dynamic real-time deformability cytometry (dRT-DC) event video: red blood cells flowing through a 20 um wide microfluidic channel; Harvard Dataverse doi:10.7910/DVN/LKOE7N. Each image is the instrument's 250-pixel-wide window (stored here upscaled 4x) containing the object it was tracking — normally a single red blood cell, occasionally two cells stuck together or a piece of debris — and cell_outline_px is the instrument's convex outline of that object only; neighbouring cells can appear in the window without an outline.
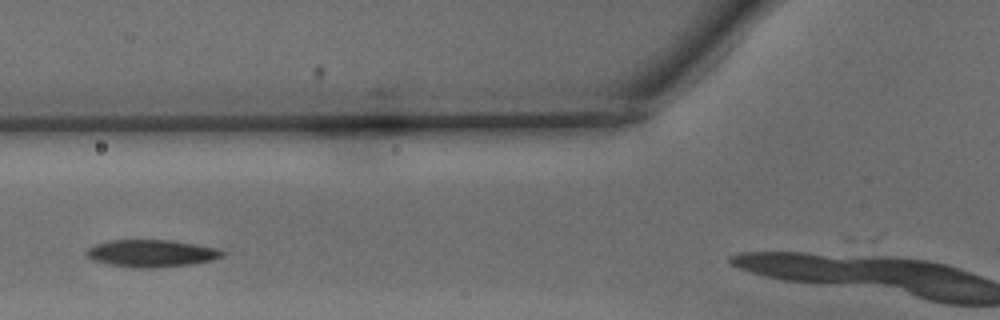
{"species": "common noctule bat (a hibernating species)", "species_latin": "Nyctalus noctula", "temperature_condition": "warm", "stored_images_in_passage": 11, "camera_frame_rate_fps": 3000, "um_per_image_px": 0.085, "animal": {"sex": "male", "body_mass_g": 15.6}, "frame": {"image": 1, "passage_image": 8, "time_ms": 2.333, "image_size_px": [1000, 320], "cell_outline_px": [[224, 256], [212, 260], [192, 264], [152, 268], [136, 268], [112, 264], [92, 260], [84, 252], [88, 248], [96, 244], [108, 240], [172, 240], [196, 244], [216, 248], [224, 252]], "centroid_in_image_um": [12.88, 21.53], "position_along_channel_um": 112.9, "area_um2": 21.5}}